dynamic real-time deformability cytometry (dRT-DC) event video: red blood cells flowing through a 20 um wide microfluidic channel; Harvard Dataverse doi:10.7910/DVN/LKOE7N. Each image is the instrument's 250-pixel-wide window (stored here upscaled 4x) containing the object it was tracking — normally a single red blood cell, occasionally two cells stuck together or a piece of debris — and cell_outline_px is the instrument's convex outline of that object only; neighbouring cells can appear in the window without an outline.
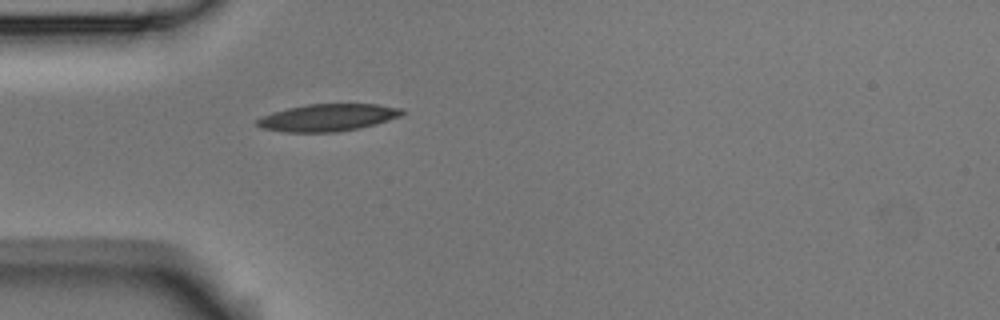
{"species": "Egyptian fruit bat (a non-hibernating species)", "species_latin": "Rousettus aegyptiacus", "temperature_condition": "room temperature", "stored_images_in_passage": 24, "camera_frame_rate_fps": 3000, "um_per_image_px": 0.085, "animal": {"sex": "male"}, "frame": {"image": 1, "passage_image": 1, "time_ms": 0.0, "image_size_px": [1000, 320], "cell_outline_px": [[404, 112], [400, 116], [376, 124], [360, 128], [340, 132], [284, 132], [260, 128], [256, 124], [256, 120], [264, 116], [288, 108], [308, 104], [376, 104], [404, 108]], "centroid_in_image_um": [27.89, 10.0], "position_along_channel_um": 57.1, "area_um2": 22.95}}
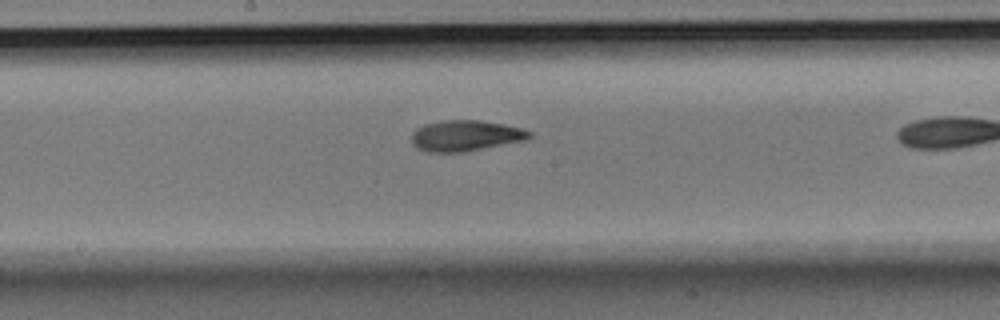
{"frame": {"image": 2, "passage_image": 10, "time_ms": 3.0, "image_size_px": [1000, 320], "cell_outline_px": [[532, 136], [528, 140], [464, 152], [424, 152], [416, 148], [412, 144], [412, 132], [416, 128], [424, 124], [440, 120], [480, 120], [504, 124], [520, 128], [532, 132]], "centroid_in_image_um": [39.56, 11.54], "position_along_channel_um": 208.6, "area_um2": 21.5}}
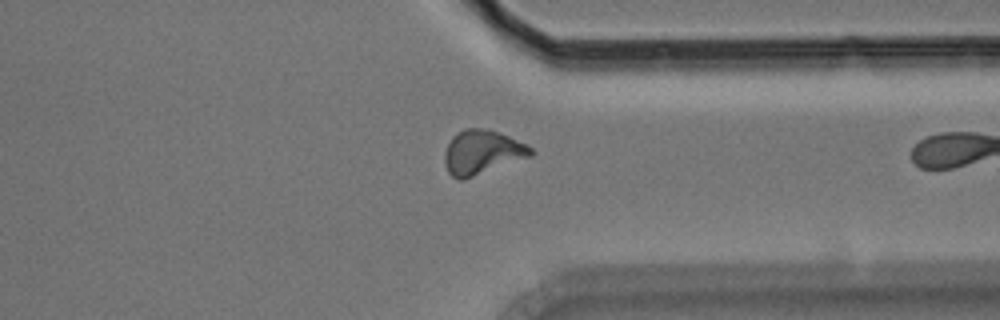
{"frame": {"image": 3, "passage_image": 23, "time_ms": 7.333, "image_size_px": [1000, 320], "cell_outline_px": [[536, 152], [532, 156], [464, 180], [460, 180], [452, 176], [448, 172], [444, 160], [444, 152], [452, 136], [456, 132], [464, 128], [480, 128], [496, 132], [508, 136], [532, 148]], "centroid_in_image_um": [40.96, 12.96], "position_along_channel_um": 370.4, "area_um2": 22.2}}